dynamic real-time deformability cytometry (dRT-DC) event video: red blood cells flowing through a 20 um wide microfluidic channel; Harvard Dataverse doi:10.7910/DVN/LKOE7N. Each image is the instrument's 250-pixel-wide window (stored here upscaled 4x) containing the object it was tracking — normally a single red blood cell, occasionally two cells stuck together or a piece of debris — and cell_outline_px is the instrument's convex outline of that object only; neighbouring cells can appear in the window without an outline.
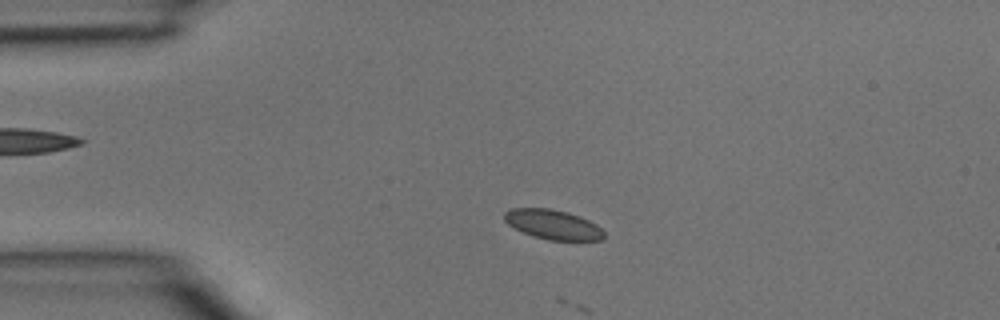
{"species": "common noctule bat (a hibernating species)", "species_latin": "Nyctalus noctula", "temperature_condition": "room temperature", "stored_images_in_passage": 3, "camera_frame_rate_fps": 3000, "um_per_image_px": 0.085, "animal": {"sex": "male", "body_mass_g": 15.6}, "frame": {"image": 1, "passage_image": 2, "time_ms": 0.333, "image_size_px": [1000, 320], "cell_outline_px": [[604, 236], [600, 240], [548, 240], [532, 236], [508, 224], [504, 220], [504, 212], [512, 208], [548, 208], [568, 212], [580, 216], [596, 224], [604, 232]], "centroid_in_image_um": [46.99, 19.08], "position_along_channel_um": 38.0, "area_um2": 17.11}}